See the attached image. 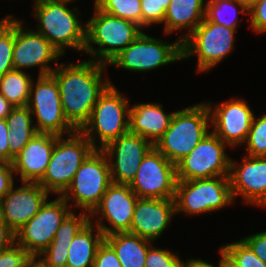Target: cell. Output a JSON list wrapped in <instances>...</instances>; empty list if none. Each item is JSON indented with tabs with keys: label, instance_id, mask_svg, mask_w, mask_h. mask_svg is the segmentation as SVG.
I'll list each match as a JSON object with an SVG mask.
<instances>
[{
	"label": "cell",
	"instance_id": "obj_1",
	"mask_svg": "<svg viewBox=\"0 0 266 267\" xmlns=\"http://www.w3.org/2000/svg\"><path fill=\"white\" fill-rule=\"evenodd\" d=\"M105 66L89 60L70 66L61 64L51 73L59 87L64 116L76 130L89 120L99 96L111 84L101 81Z\"/></svg>",
	"mask_w": 266,
	"mask_h": 267
},
{
	"label": "cell",
	"instance_id": "obj_2",
	"mask_svg": "<svg viewBox=\"0 0 266 267\" xmlns=\"http://www.w3.org/2000/svg\"><path fill=\"white\" fill-rule=\"evenodd\" d=\"M211 108L200 104L174 112L170 126L154 147L176 165L208 134Z\"/></svg>",
	"mask_w": 266,
	"mask_h": 267
},
{
	"label": "cell",
	"instance_id": "obj_3",
	"mask_svg": "<svg viewBox=\"0 0 266 267\" xmlns=\"http://www.w3.org/2000/svg\"><path fill=\"white\" fill-rule=\"evenodd\" d=\"M94 13L95 16L86 25L84 50L92 54L93 57L98 54L99 58L95 60L96 62L109 65L141 34V27L132 21L102 12L96 6ZM91 43L99 45L100 48L94 50Z\"/></svg>",
	"mask_w": 266,
	"mask_h": 267
},
{
	"label": "cell",
	"instance_id": "obj_4",
	"mask_svg": "<svg viewBox=\"0 0 266 267\" xmlns=\"http://www.w3.org/2000/svg\"><path fill=\"white\" fill-rule=\"evenodd\" d=\"M56 135L50 162L38 182L48 193L63 194L71 184L75 173L86 158L95 150L90 141L79 131L69 134L68 139Z\"/></svg>",
	"mask_w": 266,
	"mask_h": 267
},
{
	"label": "cell",
	"instance_id": "obj_5",
	"mask_svg": "<svg viewBox=\"0 0 266 267\" xmlns=\"http://www.w3.org/2000/svg\"><path fill=\"white\" fill-rule=\"evenodd\" d=\"M34 16L39 19L38 32L61 53L67 47L84 50L86 27L81 26L74 12L64 1L36 0ZM84 28V29H83Z\"/></svg>",
	"mask_w": 266,
	"mask_h": 267
},
{
	"label": "cell",
	"instance_id": "obj_6",
	"mask_svg": "<svg viewBox=\"0 0 266 267\" xmlns=\"http://www.w3.org/2000/svg\"><path fill=\"white\" fill-rule=\"evenodd\" d=\"M127 101L112 84L99 96L89 120L79 130L95 149H103L111 141L129 132L130 107ZM94 131L101 140L98 148L92 134Z\"/></svg>",
	"mask_w": 266,
	"mask_h": 267
},
{
	"label": "cell",
	"instance_id": "obj_7",
	"mask_svg": "<svg viewBox=\"0 0 266 267\" xmlns=\"http://www.w3.org/2000/svg\"><path fill=\"white\" fill-rule=\"evenodd\" d=\"M220 178V179H219ZM177 212L198 214L215 211L232 203L233 196L229 176L178 180L175 192Z\"/></svg>",
	"mask_w": 266,
	"mask_h": 267
},
{
	"label": "cell",
	"instance_id": "obj_8",
	"mask_svg": "<svg viewBox=\"0 0 266 267\" xmlns=\"http://www.w3.org/2000/svg\"><path fill=\"white\" fill-rule=\"evenodd\" d=\"M112 183L106 154L95 149L81 164L66 191L61 195L67 202L75 198L78 208L92 213ZM73 193L72 195H69Z\"/></svg>",
	"mask_w": 266,
	"mask_h": 267
},
{
	"label": "cell",
	"instance_id": "obj_9",
	"mask_svg": "<svg viewBox=\"0 0 266 267\" xmlns=\"http://www.w3.org/2000/svg\"><path fill=\"white\" fill-rule=\"evenodd\" d=\"M235 30L204 18L191 34L180 39L182 59L197 54L199 71L211 69L231 52Z\"/></svg>",
	"mask_w": 266,
	"mask_h": 267
},
{
	"label": "cell",
	"instance_id": "obj_10",
	"mask_svg": "<svg viewBox=\"0 0 266 267\" xmlns=\"http://www.w3.org/2000/svg\"><path fill=\"white\" fill-rule=\"evenodd\" d=\"M33 87L32 82L27 107L32 115H36L37 125L34 126L37 132L57 136H62L63 131H66V134L74 133L76 129L64 116L59 87L55 78L51 74L39 75L35 92H33Z\"/></svg>",
	"mask_w": 266,
	"mask_h": 267
},
{
	"label": "cell",
	"instance_id": "obj_11",
	"mask_svg": "<svg viewBox=\"0 0 266 267\" xmlns=\"http://www.w3.org/2000/svg\"><path fill=\"white\" fill-rule=\"evenodd\" d=\"M177 181L176 165L153 147L129 186L138 198L174 199Z\"/></svg>",
	"mask_w": 266,
	"mask_h": 267
},
{
	"label": "cell",
	"instance_id": "obj_12",
	"mask_svg": "<svg viewBox=\"0 0 266 267\" xmlns=\"http://www.w3.org/2000/svg\"><path fill=\"white\" fill-rule=\"evenodd\" d=\"M60 195L56 200L46 202L39 212L15 232V243L22 246L33 258L41 254L53 241L56 231L72 212Z\"/></svg>",
	"mask_w": 266,
	"mask_h": 267
},
{
	"label": "cell",
	"instance_id": "obj_13",
	"mask_svg": "<svg viewBox=\"0 0 266 267\" xmlns=\"http://www.w3.org/2000/svg\"><path fill=\"white\" fill-rule=\"evenodd\" d=\"M224 143L213 132L208 133L194 149L176 164L177 180L229 176L230 159Z\"/></svg>",
	"mask_w": 266,
	"mask_h": 267
},
{
	"label": "cell",
	"instance_id": "obj_14",
	"mask_svg": "<svg viewBox=\"0 0 266 267\" xmlns=\"http://www.w3.org/2000/svg\"><path fill=\"white\" fill-rule=\"evenodd\" d=\"M179 59H182L180 40L166 44L141 32L110 64L130 71H147Z\"/></svg>",
	"mask_w": 266,
	"mask_h": 267
},
{
	"label": "cell",
	"instance_id": "obj_15",
	"mask_svg": "<svg viewBox=\"0 0 266 267\" xmlns=\"http://www.w3.org/2000/svg\"><path fill=\"white\" fill-rule=\"evenodd\" d=\"M153 147L150 140L130 131L108 143L101 150L107 155V158L112 159L113 155L116 156L115 162L112 161L111 164L109 161L111 181L129 185L133 181L142 159Z\"/></svg>",
	"mask_w": 266,
	"mask_h": 267
},
{
	"label": "cell",
	"instance_id": "obj_16",
	"mask_svg": "<svg viewBox=\"0 0 266 267\" xmlns=\"http://www.w3.org/2000/svg\"><path fill=\"white\" fill-rule=\"evenodd\" d=\"M20 21L14 18V70L41 66L40 76L49 75L54 69L47 65L57 60L61 53L39 32L25 31Z\"/></svg>",
	"mask_w": 266,
	"mask_h": 267
},
{
	"label": "cell",
	"instance_id": "obj_17",
	"mask_svg": "<svg viewBox=\"0 0 266 267\" xmlns=\"http://www.w3.org/2000/svg\"><path fill=\"white\" fill-rule=\"evenodd\" d=\"M138 197L127 184L111 183L101 198L100 203L91 213L93 216L98 211L112 228L103 225L100 221L97 226L104 236L130 232L133 213Z\"/></svg>",
	"mask_w": 266,
	"mask_h": 267
},
{
	"label": "cell",
	"instance_id": "obj_18",
	"mask_svg": "<svg viewBox=\"0 0 266 267\" xmlns=\"http://www.w3.org/2000/svg\"><path fill=\"white\" fill-rule=\"evenodd\" d=\"M11 190L0 201V215L6 224L17 232L31 220L46 202L48 192L35 182Z\"/></svg>",
	"mask_w": 266,
	"mask_h": 267
},
{
	"label": "cell",
	"instance_id": "obj_19",
	"mask_svg": "<svg viewBox=\"0 0 266 267\" xmlns=\"http://www.w3.org/2000/svg\"><path fill=\"white\" fill-rule=\"evenodd\" d=\"M210 113L211 122L217 135L226 145L235 146L246 142L254 114L247 103L234 99L218 105Z\"/></svg>",
	"mask_w": 266,
	"mask_h": 267
},
{
	"label": "cell",
	"instance_id": "obj_20",
	"mask_svg": "<svg viewBox=\"0 0 266 267\" xmlns=\"http://www.w3.org/2000/svg\"><path fill=\"white\" fill-rule=\"evenodd\" d=\"M237 166L236 162L230 161L229 180L233 199L242 194L245 202L266 207V156L248 155Z\"/></svg>",
	"mask_w": 266,
	"mask_h": 267
},
{
	"label": "cell",
	"instance_id": "obj_21",
	"mask_svg": "<svg viewBox=\"0 0 266 267\" xmlns=\"http://www.w3.org/2000/svg\"><path fill=\"white\" fill-rule=\"evenodd\" d=\"M175 213L174 199L138 198L129 233L153 241L162 234Z\"/></svg>",
	"mask_w": 266,
	"mask_h": 267
},
{
	"label": "cell",
	"instance_id": "obj_22",
	"mask_svg": "<svg viewBox=\"0 0 266 267\" xmlns=\"http://www.w3.org/2000/svg\"><path fill=\"white\" fill-rule=\"evenodd\" d=\"M56 135L37 133L14 157L12 166L14 173H19L23 182L38 183L46 172L50 162Z\"/></svg>",
	"mask_w": 266,
	"mask_h": 267
},
{
	"label": "cell",
	"instance_id": "obj_23",
	"mask_svg": "<svg viewBox=\"0 0 266 267\" xmlns=\"http://www.w3.org/2000/svg\"><path fill=\"white\" fill-rule=\"evenodd\" d=\"M174 112L165 114L162 105L136 104L130 108L129 131L146 140L151 139L153 145L162 137L170 126Z\"/></svg>",
	"mask_w": 266,
	"mask_h": 267
},
{
	"label": "cell",
	"instance_id": "obj_24",
	"mask_svg": "<svg viewBox=\"0 0 266 267\" xmlns=\"http://www.w3.org/2000/svg\"><path fill=\"white\" fill-rule=\"evenodd\" d=\"M104 240L113 248L122 267H145L151 241L129 232L107 235Z\"/></svg>",
	"mask_w": 266,
	"mask_h": 267
},
{
	"label": "cell",
	"instance_id": "obj_25",
	"mask_svg": "<svg viewBox=\"0 0 266 267\" xmlns=\"http://www.w3.org/2000/svg\"><path fill=\"white\" fill-rule=\"evenodd\" d=\"M204 0H170L164 17L165 33L190 28V34L204 20Z\"/></svg>",
	"mask_w": 266,
	"mask_h": 267
},
{
	"label": "cell",
	"instance_id": "obj_26",
	"mask_svg": "<svg viewBox=\"0 0 266 267\" xmlns=\"http://www.w3.org/2000/svg\"><path fill=\"white\" fill-rule=\"evenodd\" d=\"M93 237L92 222L90 221L73 238L69 249L66 267H93L95 254L99 245L104 241L102 231L97 227Z\"/></svg>",
	"mask_w": 266,
	"mask_h": 267
},
{
	"label": "cell",
	"instance_id": "obj_27",
	"mask_svg": "<svg viewBox=\"0 0 266 267\" xmlns=\"http://www.w3.org/2000/svg\"><path fill=\"white\" fill-rule=\"evenodd\" d=\"M31 112L27 106L14 107L5 118L8 129V145L10 148V163L14 160L27 143L38 133L32 125Z\"/></svg>",
	"mask_w": 266,
	"mask_h": 267
},
{
	"label": "cell",
	"instance_id": "obj_28",
	"mask_svg": "<svg viewBox=\"0 0 266 267\" xmlns=\"http://www.w3.org/2000/svg\"><path fill=\"white\" fill-rule=\"evenodd\" d=\"M32 80L22 70H12L0 78V93L15 107L27 106Z\"/></svg>",
	"mask_w": 266,
	"mask_h": 267
},
{
	"label": "cell",
	"instance_id": "obj_29",
	"mask_svg": "<svg viewBox=\"0 0 266 267\" xmlns=\"http://www.w3.org/2000/svg\"><path fill=\"white\" fill-rule=\"evenodd\" d=\"M102 12L132 21L142 28L141 0H95Z\"/></svg>",
	"mask_w": 266,
	"mask_h": 267
},
{
	"label": "cell",
	"instance_id": "obj_30",
	"mask_svg": "<svg viewBox=\"0 0 266 267\" xmlns=\"http://www.w3.org/2000/svg\"><path fill=\"white\" fill-rule=\"evenodd\" d=\"M208 2L205 5L206 11H205V18L210 21L214 22L219 25L226 26L227 28H233L236 29V25L238 23L237 20H235V16H237L236 12L237 10V5L241 7V12L245 13V11L248 13V9L240 3L238 0H207ZM237 5H236V4ZM231 10H234L233 18L232 20L226 18L229 12ZM226 17H225V13ZM224 13V15H223ZM232 15V14H231Z\"/></svg>",
	"mask_w": 266,
	"mask_h": 267
},
{
	"label": "cell",
	"instance_id": "obj_31",
	"mask_svg": "<svg viewBox=\"0 0 266 267\" xmlns=\"http://www.w3.org/2000/svg\"><path fill=\"white\" fill-rule=\"evenodd\" d=\"M14 20L7 17L0 21V78L7 72L14 70Z\"/></svg>",
	"mask_w": 266,
	"mask_h": 267
},
{
	"label": "cell",
	"instance_id": "obj_32",
	"mask_svg": "<svg viewBox=\"0 0 266 267\" xmlns=\"http://www.w3.org/2000/svg\"><path fill=\"white\" fill-rule=\"evenodd\" d=\"M89 221L90 217L87 213L84 212L80 216H75L71 212L59 226L49 246L69 248L73 238Z\"/></svg>",
	"mask_w": 266,
	"mask_h": 267
},
{
	"label": "cell",
	"instance_id": "obj_33",
	"mask_svg": "<svg viewBox=\"0 0 266 267\" xmlns=\"http://www.w3.org/2000/svg\"><path fill=\"white\" fill-rule=\"evenodd\" d=\"M236 267H266L251 248L241 239L238 242L226 244L220 249Z\"/></svg>",
	"mask_w": 266,
	"mask_h": 267
},
{
	"label": "cell",
	"instance_id": "obj_34",
	"mask_svg": "<svg viewBox=\"0 0 266 267\" xmlns=\"http://www.w3.org/2000/svg\"><path fill=\"white\" fill-rule=\"evenodd\" d=\"M246 141L249 156H266V114L257 120L254 116Z\"/></svg>",
	"mask_w": 266,
	"mask_h": 267
},
{
	"label": "cell",
	"instance_id": "obj_35",
	"mask_svg": "<svg viewBox=\"0 0 266 267\" xmlns=\"http://www.w3.org/2000/svg\"><path fill=\"white\" fill-rule=\"evenodd\" d=\"M170 0H141L142 28L152 23H162Z\"/></svg>",
	"mask_w": 266,
	"mask_h": 267
},
{
	"label": "cell",
	"instance_id": "obj_36",
	"mask_svg": "<svg viewBox=\"0 0 266 267\" xmlns=\"http://www.w3.org/2000/svg\"><path fill=\"white\" fill-rule=\"evenodd\" d=\"M145 267H184V261L170 251L151 246L147 251Z\"/></svg>",
	"mask_w": 266,
	"mask_h": 267
},
{
	"label": "cell",
	"instance_id": "obj_37",
	"mask_svg": "<svg viewBox=\"0 0 266 267\" xmlns=\"http://www.w3.org/2000/svg\"><path fill=\"white\" fill-rule=\"evenodd\" d=\"M33 257L15 243L7 250L0 252V267H27Z\"/></svg>",
	"mask_w": 266,
	"mask_h": 267
},
{
	"label": "cell",
	"instance_id": "obj_38",
	"mask_svg": "<svg viewBox=\"0 0 266 267\" xmlns=\"http://www.w3.org/2000/svg\"><path fill=\"white\" fill-rule=\"evenodd\" d=\"M68 249L57 246H48L39 256H44V259L38 260L45 267H66L68 259Z\"/></svg>",
	"mask_w": 266,
	"mask_h": 267
},
{
	"label": "cell",
	"instance_id": "obj_39",
	"mask_svg": "<svg viewBox=\"0 0 266 267\" xmlns=\"http://www.w3.org/2000/svg\"><path fill=\"white\" fill-rule=\"evenodd\" d=\"M93 267H122L115 251L105 240L96 251Z\"/></svg>",
	"mask_w": 266,
	"mask_h": 267
},
{
	"label": "cell",
	"instance_id": "obj_40",
	"mask_svg": "<svg viewBox=\"0 0 266 267\" xmlns=\"http://www.w3.org/2000/svg\"><path fill=\"white\" fill-rule=\"evenodd\" d=\"M251 26L256 32H266V0H258L250 9Z\"/></svg>",
	"mask_w": 266,
	"mask_h": 267
},
{
	"label": "cell",
	"instance_id": "obj_41",
	"mask_svg": "<svg viewBox=\"0 0 266 267\" xmlns=\"http://www.w3.org/2000/svg\"><path fill=\"white\" fill-rule=\"evenodd\" d=\"M12 163L0 161V201L11 190L14 185Z\"/></svg>",
	"mask_w": 266,
	"mask_h": 267
},
{
	"label": "cell",
	"instance_id": "obj_42",
	"mask_svg": "<svg viewBox=\"0 0 266 267\" xmlns=\"http://www.w3.org/2000/svg\"><path fill=\"white\" fill-rule=\"evenodd\" d=\"M256 254V256L266 263V231L254 234L242 239Z\"/></svg>",
	"mask_w": 266,
	"mask_h": 267
},
{
	"label": "cell",
	"instance_id": "obj_43",
	"mask_svg": "<svg viewBox=\"0 0 266 267\" xmlns=\"http://www.w3.org/2000/svg\"><path fill=\"white\" fill-rule=\"evenodd\" d=\"M15 243V232L6 224L0 215V252L9 249Z\"/></svg>",
	"mask_w": 266,
	"mask_h": 267
},
{
	"label": "cell",
	"instance_id": "obj_44",
	"mask_svg": "<svg viewBox=\"0 0 266 267\" xmlns=\"http://www.w3.org/2000/svg\"><path fill=\"white\" fill-rule=\"evenodd\" d=\"M9 132L6 120L0 119V161L10 162Z\"/></svg>",
	"mask_w": 266,
	"mask_h": 267
},
{
	"label": "cell",
	"instance_id": "obj_45",
	"mask_svg": "<svg viewBox=\"0 0 266 267\" xmlns=\"http://www.w3.org/2000/svg\"><path fill=\"white\" fill-rule=\"evenodd\" d=\"M15 106L0 93V119H5Z\"/></svg>",
	"mask_w": 266,
	"mask_h": 267
},
{
	"label": "cell",
	"instance_id": "obj_46",
	"mask_svg": "<svg viewBox=\"0 0 266 267\" xmlns=\"http://www.w3.org/2000/svg\"><path fill=\"white\" fill-rule=\"evenodd\" d=\"M221 260H220V264L219 267H223V253L221 252ZM184 267H215L212 264H209L207 262H204L200 259H190L189 261L186 262V264L184 263Z\"/></svg>",
	"mask_w": 266,
	"mask_h": 267
},
{
	"label": "cell",
	"instance_id": "obj_47",
	"mask_svg": "<svg viewBox=\"0 0 266 267\" xmlns=\"http://www.w3.org/2000/svg\"><path fill=\"white\" fill-rule=\"evenodd\" d=\"M242 3L247 9H250L258 0H238Z\"/></svg>",
	"mask_w": 266,
	"mask_h": 267
},
{
	"label": "cell",
	"instance_id": "obj_48",
	"mask_svg": "<svg viewBox=\"0 0 266 267\" xmlns=\"http://www.w3.org/2000/svg\"><path fill=\"white\" fill-rule=\"evenodd\" d=\"M27 267H45L40 261H37L36 258H33L27 265Z\"/></svg>",
	"mask_w": 266,
	"mask_h": 267
},
{
	"label": "cell",
	"instance_id": "obj_49",
	"mask_svg": "<svg viewBox=\"0 0 266 267\" xmlns=\"http://www.w3.org/2000/svg\"><path fill=\"white\" fill-rule=\"evenodd\" d=\"M223 267H236V266L223 254Z\"/></svg>",
	"mask_w": 266,
	"mask_h": 267
},
{
	"label": "cell",
	"instance_id": "obj_50",
	"mask_svg": "<svg viewBox=\"0 0 266 267\" xmlns=\"http://www.w3.org/2000/svg\"><path fill=\"white\" fill-rule=\"evenodd\" d=\"M59 1H64V2L71 3V1H74V0H59Z\"/></svg>",
	"mask_w": 266,
	"mask_h": 267
}]
</instances>
